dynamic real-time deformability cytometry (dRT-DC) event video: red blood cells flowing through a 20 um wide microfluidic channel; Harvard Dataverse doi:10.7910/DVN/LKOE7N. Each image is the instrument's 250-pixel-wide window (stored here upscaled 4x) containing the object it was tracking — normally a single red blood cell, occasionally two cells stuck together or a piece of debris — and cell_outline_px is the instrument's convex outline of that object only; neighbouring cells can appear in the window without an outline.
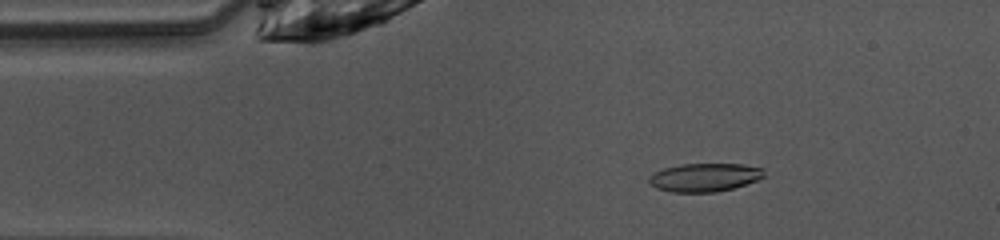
{"species": "common noctule bat (a hibernating species)", "species_latin": "Nyctalus noctula", "temperature_condition": "warm", "stored_images_in_passage": 47, "camera_frame_rate_fps": 3000, "um_per_image_px": 0.085, "animal": {"sex": "female", "body_mass_g": 10.0, "forearm_length_mm": 53.1}, "frame": {"image": 1, "passage_image": 7, "time_ms": 2.0, "image_size_px": [1000, 240], "cell_outline_px": [[764, 176], [756, 180], [732, 188], [716, 192], [672, 192], [656, 188], [648, 184], [648, 176], [652, 172], [664, 168], [680, 164], [744, 164], [764, 168]], "centroid_in_image_um": [59.83, 15.07], "position_along_channel_um": 25.2, "area_um2": 19.13}}
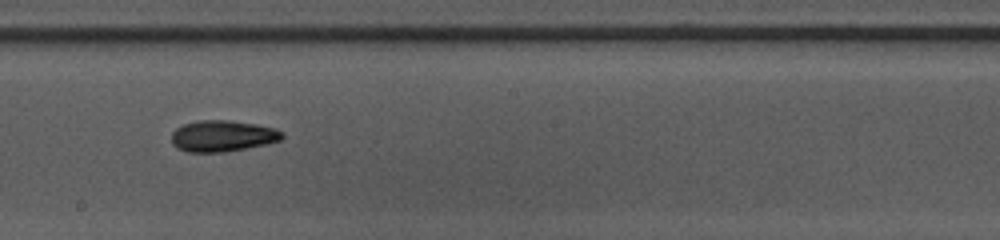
{"frame": {"image": 2, "passage_image": 25, "time_ms": 8.0, "image_size_px": [1000, 240], "cell_outline_px": [[284, 136], [280, 140], [268, 144], [224, 152], [188, 152], [176, 148], [172, 144], [172, 132], [176, 128], [184, 124], [200, 120], [228, 120], [256, 124], [276, 128], [284, 132]], "centroid_in_image_um": [18.93, 11.56], "position_along_channel_um": 229.3, "area_um2": 20.29}}
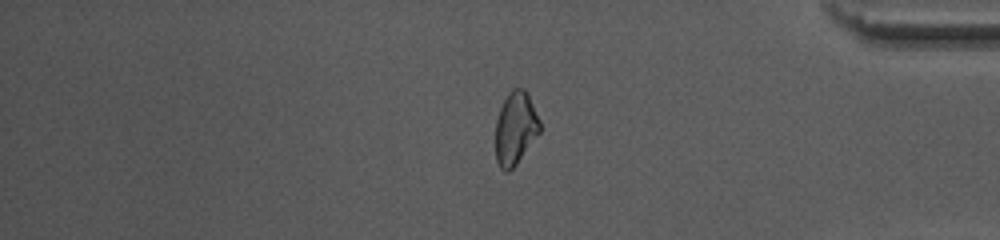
{"frame": {"image": 3, "passage_image": 39, "time_ms": 12.667, "image_size_px": [1000, 240], "cell_outline_px": [[540, 132], [516, 164], [508, 172], [504, 172], [500, 168], [496, 160], [496, 120], [500, 108], [508, 92], [512, 88], [524, 88], [528, 92], [540, 120]], "centroid_in_image_um": [43.81, 10.88], "position_along_channel_um": 391.4, "area_um2": 18.9}, "authors_computed_cell_mechanics": {"area_um2": 19.652, "velocity_mm_per_s": 4.0824, "shape_relaxation_time_tau1_ms": 6.5867, "shape_relaxation_time_tau2_ms": 5.8561, "deformation_change_tau1": 0.1546, "deformation_change_tau2": 0.137}}